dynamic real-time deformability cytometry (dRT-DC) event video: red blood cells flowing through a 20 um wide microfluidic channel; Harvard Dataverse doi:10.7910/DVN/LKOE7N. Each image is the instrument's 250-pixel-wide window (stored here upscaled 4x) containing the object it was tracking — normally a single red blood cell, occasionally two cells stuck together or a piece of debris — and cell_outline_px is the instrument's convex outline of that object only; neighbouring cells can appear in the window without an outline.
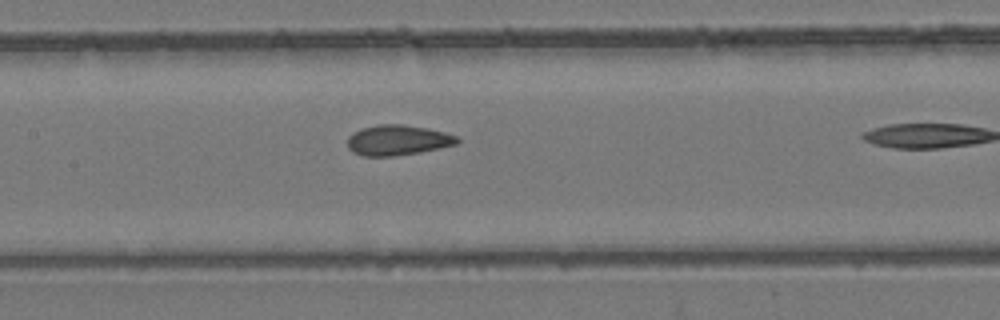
{"species": "common noctule bat (a hibernating species)", "species_latin": "Nyctalus noctula", "temperature_condition": "room temperature", "stored_images_in_passage": 7, "camera_frame_rate_fps": 3000, "um_per_image_px": 0.085, "animal": {"sex": "female", "body_mass_g": 24.6, "forearm_length_mm": 56.2}, "frame": {"image": 1, "passage_image": 6, "time_ms": 1.667, "image_size_px": [1000, 320], "cell_outline_px": [[460, 140], [456, 144], [440, 148], [420, 152], [392, 156], [364, 156], [352, 152], [348, 148], [348, 136], [352, 132], [360, 128], [376, 124], [404, 124], [428, 128], [444, 132], [456, 136]], "centroid_in_image_um": [33.77, 11.9], "position_along_channel_um": 173.6, "area_um2": 19.54}}